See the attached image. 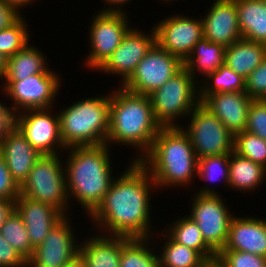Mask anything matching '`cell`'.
I'll use <instances>...</instances> for the list:
<instances>
[{
	"label": "cell",
	"instance_id": "1",
	"mask_svg": "<svg viewBox=\"0 0 266 267\" xmlns=\"http://www.w3.org/2000/svg\"><path fill=\"white\" fill-rule=\"evenodd\" d=\"M128 166L119 177H115L102 203L88 217L91 218L89 221L102 235L152 237L151 192L154 193L157 186L139 161H131Z\"/></svg>",
	"mask_w": 266,
	"mask_h": 267
},
{
	"label": "cell",
	"instance_id": "2",
	"mask_svg": "<svg viewBox=\"0 0 266 267\" xmlns=\"http://www.w3.org/2000/svg\"><path fill=\"white\" fill-rule=\"evenodd\" d=\"M161 128L155 119L149 96L133 93L121 85L110 91L106 141L109 147L113 143L137 148L139 153L136 152L138 155L131 160L140 161L149 152Z\"/></svg>",
	"mask_w": 266,
	"mask_h": 267
},
{
	"label": "cell",
	"instance_id": "3",
	"mask_svg": "<svg viewBox=\"0 0 266 267\" xmlns=\"http://www.w3.org/2000/svg\"><path fill=\"white\" fill-rule=\"evenodd\" d=\"M110 149L107 144L65 149L69 150L63 160L68 197L70 202L77 200L87 217L102 203L115 179Z\"/></svg>",
	"mask_w": 266,
	"mask_h": 267
},
{
	"label": "cell",
	"instance_id": "4",
	"mask_svg": "<svg viewBox=\"0 0 266 267\" xmlns=\"http://www.w3.org/2000/svg\"><path fill=\"white\" fill-rule=\"evenodd\" d=\"M139 162L149 171L157 190L162 187L187 188L197 177L198 159L181 126L162 127L149 152Z\"/></svg>",
	"mask_w": 266,
	"mask_h": 267
},
{
	"label": "cell",
	"instance_id": "5",
	"mask_svg": "<svg viewBox=\"0 0 266 267\" xmlns=\"http://www.w3.org/2000/svg\"><path fill=\"white\" fill-rule=\"evenodd\" d=\"M110 94L75 101L59 113V131L65 148L106 144Z\"/></svg>",
	"mask_w": 266,
	"mask_h": 267
},
{
	"label": "cell",
	"instance_id": "6",
	"mask_svg": "<svg viewBox=\"0 0 266 267\" xmlns=\"http://www.w3.org/2000/svg\"><path fill=\"white\" fill-rule=\"evenodd\" d=\"M183 67L162 87L149 95L155 119L162 127H180L179 117H188L200 103L199 83ZM182 116V117H181Z\"/></svg>",
	"mask_w": 266,
	"mask_h": 267
},
{
	"label": "cell",
	"instance_id": "7",
	"mask_svg": "<svg viewBox=\"0 0 266 267\" xmlns=\"http://www.w3.org/2000/svg\"><path fill=\"white\" fill-rule=\"evenodd\" d=\"M60 155L61 153L41 155L20 186V195L52 205L67 216L71 203L67 191L65 165Z\"/></svg>",
	"mask_w": 266,
	"mask_h": 267
},
{
	"label": "cell",
	"instance_id": "8",
	"mask_svg": "<svg viewBox=\"0 0 266 267\" xmlns=\"http://www.w3.org/2000/svg\"><path fill=\"white\" fill-rule=\"evenodd\" d=\"M191 199L188 216L196 222L205 243L218 254L227 242L235 213L229 211L226 201L213 186L210 187V183L199 188Z\"/></svg>",
	"mask_w": 266,
	"mask_h": 267
},
{
	"label": "cell",
	"instance_id": "9",
	"mask_svg": "<svg viewBox=\"0 0 266 267\" xmlns=\"http://www.w3.org/2000/svg\"><path fill=\"white\" fill-rule=\"evenodd\" d=\"M55 72L34 74L21 81H3L1 93L13 101L8 106L11 113L15 116L25 110L54 109V99L62 84V78Z\"/></svg>",
	"mask_w": 266,
	"mask_h": 267
},
{
	"label": "cell",
	"instance_id": "10",
	"mask_svg": "<svg viewBox=\"0 0 266 267\" xmlns=\"http://www.w3.org/2000/svg\"><path fill=\"white\" fill-rule=\"evenodd\" d=\"M188 117V127L181 128L188 134L197 159L230 154L234 150V135L201 103Z\"/></svg>",
	"mask_w": 266,
	"mask_h": 267
},
{
	"label": "cell",
	"instance_id": "11",
	"mask_svg": "<svg viewBox=\"0 0 266 267\" xmlns=\"http://www.w3.org/2000/svg\"><path fill=\"white\" fill-rule=\"evenodd\" d=\"M95 14L88 30L90 52L88 51V57L84 61L89 70L97 71L133 26L129 24L130 19L125 12L99 10Z\"/></svg>",
	"mask_w": 266,
	"mask_h": 267
},
{
	"label": "cell",
	"instance_id": "12",
	"mask_svg": "<svg viewBox=\"0 0 266 267\" xmlns=\"http://www.w3.org/2000/svg\"><path fill=\"white\" fill-rule=\"evenodd\" d=\"M183 67L184 63L178 57L155 44L123 87L133 93L149 96Z\"/></svg>",
	"mask_w": 266,
	"mask_h": 267
},
{
	"label": "cell",
	"instance_id": "13",
	"mask_svg": "<svg viewBox=\"0 0 266 267\" xmlns=\"http://www.w3.org/2000/svg\"><path fill=\"white\" fill-rule=\"evenodd\" d=\"M156 44L178 57L183 63L192 53L195 44L203 38L202 18L182 14L166 16L153 25Z\"/></svg>",
	"mask_w": 266,
	"mask_h": 267
},
{
	"label": "cell",
	"instance_id": "14",
	"mask_svg": "<svg viewBox=\"0 0 266 267\" xmlns=\"http://www.w3.org/2000/svg\"><path fill=\"white\" fill-rule=\"evenodd\" d=\"M52 113V109L25 110L14 116V125L42 155L66 149L60 137L58 115Z\"/></svg>",
	"mask_w": 266,
	"mask_h": 267
},
{
	"label": "cell",
	"instance_id": "15",
	"mask_svg": "<svg viewBox=\"0 0 266 267\" xmlns=\"http://www.w3.org/2000/svg\"><path fill=\"white\" fill-rule=\"evenodd\" d=\"M68 216L54 225L43 242L34 248L27 267H62L79 254L81 242L77 241Z\"/></svg>",
	"mask_w": 266,
	"mask_h": 267
},
{
	"label": "cell",
	"instance_id": "16",
	"mask_svg": "<svg viewBox=\"0 0 266 267\" xmlns=\"http://www.w3.org/2000/svg\"><path fill=\"white\" fill-rule=\"evenodd\" d=\"M147 34L138 28H131L124 36L121 44L115 49L107 61L98 69L102 74L121 77L123 86L135 72L138 63L156 44V34L152 26ZM104 73H103V72Z\"/></svg>",
	"mask_w": 266,
	"mask_h": 267
},
{
	"label": "cell",
	"instance_id": "17",
	"mask_svg": "<svg viewBox=\"0 0 266 267\" xmlns=\"http://www.w3.org/2000/svg\"><path fill=\"white\" fill-rule=\"evenodd\" d=\"M202 17L203 37L228 47L242 38L238 24L236 0H214Z\"/></svg>",
	"mask_w": 266,
	"mask_h": 267
},
{
	"label": "cell",
	"instance_id": "18",
	"mask_svg": "<svg viewBox=\"0 0 266 267\" xmlns=\"http://www.w3.org/2000/svg\"><path fill=\"white\" fill-rule=\"evenodd\" d=\"M199 99L233 135L246 129L248 110L253 99L245 92L199 95Z\"/></svg>",
	"mask_w": 266,
	"mask_h": 267
},
{
	"label": "cell",
	"instance_id": "19",
	"mask_svg": "<svg viewBox=\"0 0 266 267\" xmlns=\"http://www.w3.org/2000/svg\"><path fill=\"white\" fill-rule=\"evenodd\" d=\"M0 153L19 186L27 179L34 163L42 155L15 125L6 132L0 141Z\"/></svg>",
	"mask_w": 266,
	"mask_h": 267
},
{
	"label": "cell",
	"instance_id": "20",
	"mask_svg": "<svg viewBox=\"0 0 266 267\" xmlns=\"http://www.w3.org/2000/svg\"><path fill=\"white\" fill-rule=\"evenodd\" d=\"M15 210L24 221L32 246L40 245L64 215L52 205L19 195Z\"/></svg>",
	"mask_w": 266,
	"mask_h": 267
},
{
	"label": "cell",
	"instance_id": "21",
	"mask_svg": "<svg viewBox=\"0 0 266 267\" xmlns=\"http://www.w3.org/2000/svg\"><path fill=\"white\" fill-rule=\"evenodd\" d=\"M252 217L234 215L222 250L249 252L266 258V219Z\"/></svg>",
	"mask_w": 266,
	"mask_h": 267
},
{
	"label": "cell",
	"instance_id": "22",
	"mask_svg": "<svg viewBox=\"0 0 266 267\" xmlns=\"http://www.w3.org/2000/svg\"><path fill=\"white\" fill-rule=\"evenodd\" d=\"M80 242L79 255L85 267H120L122 236L89 235Z\"/></svg>",
	"mask_w": 266,
	"mask_h": 267
},
{
	"label": "cell",
	"instance_id": "23",
	"mask_svg": "<svg viewBox=\"0 0 266 267\" xmlns=\"http://www.w3.org/2000/svg\"><path fill=\"white\" fill-rule=\"evenodd\" d=\"M266 57V44L239 39L225 48L224 64L247 78Z\"/></svg>",
	"mask_w": 266,
	"mask_h": 267
},
{
	"label": "cell",
	"instance_id": "24",
	"mask_svg": "<svg viewBox=\"0 0 266 267\" xmlns=\"http://www.w3.org/2000/svg\"><path fill=\"white\" fill-rule=\"evenodd\" d=\"M28 43L22 50L8 57L7 69L2 81H21L28 76L39 73H50L47 57L36 48L37 46Z\"/></svg>",
	"mask_w": 266,
	"mask_h": 267
},
{
	"label": "cell",
	"instance_id": "25",
	"mask_svg": "<svg viewBox=\"0 0 266 267\" xmlns=\"http://www.w3.org/2000/svg\"><path fill=\"white\" fill-rule=\"evenodd\" d=\"M243 39L266 44V4L262 0H236Z\"/></svg>",
	"mask_w": 266,
	"mask_h": 267
},
{
	"label": "cell",
	"instance_id": "26",
	"mask_svg": "<svg viewBox=\"0 0 266 267\" xmlns=\"http://www.w3.org/2000/svg\"><path fill=\"white\" fill-rule=\"evenodd\" d=\"M265 179L264 166L237 154L234 150L230 153L229 189L251 193L252 190L259 189Z\"/></svg>",
	"mask_w": 266,
	"mask_h": 267
},
{
	"label": "cell",
	"instance_id": "27",
	"mask_svg": "<svg viewBox=\"0 0 266 267\" xmlns=\"http://www.w3.org/2000/svg\"><path fill=\"white\" fill-rule=\"evenodd\" d=\"M225 48L203 37L195 44L192 53L184 62V67L196 80L198 72L205 77L224 64Z\"/></svg>",
	"mask_w": 266,
	"mask_h": 267
},
{
	"label": "cell",
	"instance_id": "28",
	"mask_svg": "<svg viewBox=\"0 0 266 267\" xmlns=\"http://www.w3.org/2000/svg\"><path fill=\"white\" fill-rule=\"evenodd\" d=\"M166 228L164 231L175 242L198 251L207 261L216 259L217 254L205 243L196 222L187 214Z\"/></svg>",
	"mask_w": 266,
	"mask_h": 267
},
{
	"label": "cell",
	"instance_id": "29",
	"mask_svg": "<svg viewBox=\"0 0 266 267\" xmlns=\"http://www.w3.org/2000/svg\"><path fill=\"white\" fill-rule=\"evenodd\" d=\"M154 238L122 237L120 267H161L157 249L150 247Z\"/></svg>",
	"mask_w": 266,
	"mask_h": 267
},
{
	"label": "cell",
	"instance_id": "30",
	"mask_svg": "<svg viewBox=\"0 0 266 267\" xmlns=\"http://www.w3.org/2000/svg\"><path fill=\"white\" fill-rule=\"evenodd\" d=\"M164 245L157 250L161 267H203L207 260L196 250L175 242L166 232L161 231Z\"/></svg>",
	"mask_w": 266,
	"mask_h": 267
},
{
	"label": "cell",
	"instance_id": "31",
	"mask_svg": "<svg viewBox=\"0 0 266 267\" xmlns=\"http://www.w3.org/2000/svg\"><path fill=\"white\" fill-rule=\"evenodd\" d=\"M203 79L204 82L201 83V85H198L199 95H212L214 93L224 92H245L246 79L242 75L237 74L226 64L221 65L214 72L208 73Z\"/></svg>",
	"mask_w": 266,
	"mask_h": 267
},
{
	"label": "cell",
	"instance_id": "32",
	"mask_svg": "<svg viewBox=\"0 0 266 267\" xmlns=\"http://www.w3.org/2000/svg\"><path fill=\"white\" fill-rule=\"evenodd\" d=\"M0 234L5 241L13 246L27 261L32 257V246L24 221L14 209L0 227Z\"/></svg>",
	"mask_w": 266,
	"mask_h": 267
},
{
	"label": "cell",
	"instance_id": "33",
	"mask_svg": "<svg viewBox=\"0 0 266 267\" xmlns=\"http://www.w3.org/2000/svg\"><path fill=\"white\" fill-rule=\"evenodd\" d=\"M21 16L9 28L0 31V52L10 57L22 50L30 40L29 25Z\"/></svg>",
	"mask_w": 266,
	"mask_h": 267
},
{
	"label": "cell",
	"instance_id": "34",
	"mask_svg": "<svg viewBox=\"0 0 266 267\" xmlns=\"http://www.w3.org/2000/svg\"><path fill=\"white\" fill-rule=\"evenodd\" d=\"M234 151L266 168V140L248 131L234 135Z\"/></svg>",
	"mask_w": 266,
	"mask_h": 267
},
{
	"label": "cell",
	"instance_id": "35",
	"mask_svg": "<svg viewBox=\"0 0 266 267\" xmlns=\"http://www.w3.org/2000/svg\"><path fill=\"white\" fill-rule=\"evenodd\" d=\"M229 162L230 154L200 158L198 159L197 176L202 181L216 182L221 180L229 187Z\"/></svg>",
	"mask_w": 266,
	"mask_h": 267
},
{
	"label": "cell",
	"instance_id": "36",
	"mask_svg": "<svg viewBox=\"0 0 266 267\" xmlns=\"http://www.w3.org/2000/svg\"><path fill=\"white\" fill-rule=\"evenodd\" d=\"M216 258L224 267H266V258L243 251L221 250Z\"/></svg>",
	"mask_w": 266,
	"mask_h": 267
},
{
	"label": "cell",
	"instance_id": "37",
	"mask_svg": "<svg viewBox=\"0 0 266 267\" xmlns=\"http://www.w3.org/2000/svg\"><path fill=\"white\" fill-rule=\"evenodd\" d=\"M245 131L266 140V99L252 100Z\"/></svg>",
	"mask_w": 266,
	"mask_h": 267
},
{
	"label": "cell",
	"instance_id": "38",
	"mask_svg": "<svg viewBox=\"0 0 266 267\" xmlns=\"http://www.w3.org/2000/svg\"><path fill=\"white\" fill-rule=\"evenodd\" d=\"M245 79V93L247 95H249L253 100L266 99V57Z\"/></svg>",
	"mask_w": 266,
	"mask_h": 267
},
{
	"label": "cell",
	"instance_id": "39",
	"mask_svg": "<svg viewBox=\"0 0 266 267\" xmlns=\"http://www.w3.org/2000/svg\"><path fill=\"white\" fill-rule=\"evenodd\" d=\"M20 195V186L13 179L0 153V199L15 201Z\"/></svg>",
	"mask_w": 266,
	"mask_h": 267
},
{
	"label": "cell",
	"instance_id": "40",
	"mask_svg": "<svg viewBox=\"0 0 266 267\" xmlns=\"http://www.w3.org/2000/svg\"><path fill=\"white\" fill-rule=\"evenodd\" d=\"M0 267H27V260L1 234Z\"/></svg>",
	"mask_w": 266,
	"mask_h": 267
},
{
	"label": "cell",
	"instance_id": "41",
	"mask_svg": "<svg viewBox=\"0 0 266 267\" xmlns=\"http://www.w3.org/2000/svg\"><path fill=\"white\" fill-rule=\"evenodd\" d=\"M22 16L14 6L0 0V31L9 28Z\"/></svg>",
	"mask_w": 266,
	"mask_h": 267
},
{
	"label": "cell",
	"instance_id": "42",
	"mask_svg": "<svg viewBox=\"0 0 266 267\" xmlns=\"http://www.w3.org/2000/svg\"><path fill=\"white\" fill-rule=\"evenodd\" d=\"M14 125V115L11 113L8 105L0 102V141L6 132Z\"/></svg>",
	"mask_w": 266,
	"mask_h": 267
},
{
	"label": "cell",
	"instance_id": "43",
	"mask_svg": "<svg viewBox=\"0 0 266 267\" xmlns=\"http://www.w3.org/2000/svg\"><path fill=\"white\" fill-rule=\"evenodd\" d=\"M15 209V201L0 199V227Z\"/></svg>",
	"mask_w": 266,
	"mask_h": 267
},
{
	"label": "cell",
	"instance_id": "44",
	"mask_svg": "<svg viewBox=\"0 0 266 267\" xmlns=\"http://www.w3.org/2000/svg\"><path fill=\"white\" fill-rule=\"evenodd\" d=\"M105 2L107 7L101 9V11H111V12H125V8L123 7L131 0H102ZM125 4V5H124Z\"/></svg>",
	"mask_w": 266,
	"mask_h": 267
},
{
	"label": "cell",
	"instance_id": "45",
	"mask_svg": "<svg viewBox=\"0 0 266 267\" xmlns=\"http://www.w3.org/2000/svg\"><path fill=\"white\" fill-rule=\"evenodd\" d=\"M2 1L14 6L18 11H21V9L25 8V6L32 5V3H34L37 0H2Z\"/></svg>",
	"mask_w": 266,
	"mask_h": 267
},
{
	"label": "cell",
	"instance_id": "46",
	"mask_svg": "<svg viewBox=\"0 0 266 267\" xmlns=\"http://www.w3.org/2000/svg\"><path fill=\"white\" fill-rule=\"evenodd\" d=\"M62 267H85L83 259L78 254L70 262L64 264Z\"/></svg>",
	"mask_w": 266,
	"mask_h": 267
},
{
	"label": "cell",
	"instance_id": "47",
	"mask_svg": "<svg viewBox=\"0 0 266 267\" xmlns=\"http://www.w3.org/2000/svg\"><path fill=\"white\" fill-rule=\"evenodd\" d=\"M7 59L8 57H6L3 53L0 52V81L5 75L7 69Z\"/></svg>",
	"mask_w": 266,
	"mask_h": 267
},
{
	"label": "cell",
	"instance_id": "48",
	"mask_svg": "<svg viewBox=\"0 0 266 267\" xmlns=\"http://www.w3.org/2000/svg\"><path fill=\"white\" fill-rule=\"evenodd\" d=\"M203 267H224L220 261L216 258V259H213V260H209L207 261Z\"/></svg>",
	"mask_w": 266,
	"mask_h": 267
},
{
	"label": "cell",
	"instance_id": "49",
	"mask_svg": "<svg viewBox=\"0 0 266 267\" xmlns=\"http://www.w3.org/2000/svg\"><path fill=\"white\" fill-rule=\"evenodd\" d=\"M163 2L165 1V3H168V2H172L173 0H162ZM168 1V2H167ZM175 1V0H174Z\"/></svg>",
	"mask_w": 266,
	"mask_h": 267
}]
</instances>
